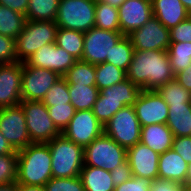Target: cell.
Masks as SVG:
<instances>
[{
	"label": "cell",
	"mask_w": 191,
	"mask_h": 191,
	"mask_svg": "<svg viewBox=\"0 0 191 191\" xmlns=\"http://www.w3.org/2000/svg\"><path fill=\"white\" fill-rule=\"evenodd\" d=\"M124 35L121 32L93 27L84 33L82 61L97 65L110 61L113 47Z\"/></svg>",
	"instance_id": "cell-9"
},
{
	"label": "cell",
	"mask_w": 191,
	"mask_h": 191,
	"mask_svg": "<svg viewBox=\"0 0 191 191\" xmlns=\"http://www.w3.org/2000/svg\"><path fill=\"white\" fill-rule=\"evenodd\" d=\"M0 132L16 151L32 144L20 104L0 109Z\"/></svg>",
	"instance_id": "cell-11"
},
{
	"label": "cell",
	"mask_w": 191,
	"mask_h": 191,
	"mask_svg": "<svg viewBox=\"0 0 191 191\" xmlns=\"http://www.w3.org/2000/svg\"><path fill=\"white\" fill-rule=\"evenodd\" d=\"M150 191H185V184L170 180L154 179L151 182Z\"/></svg>",
	"instance_id": "cell-45"
},
{
	"label": "cell",
	"mask_w": 191,
	"mask_h": 191,
	"mask_svg": "<svg viewBox=\"0 0 191 191\" xmlns=\"http://www.w3.org/2000/svg\"><path fill=\"white\" fill-rule=\"evenodd\" d=\"M47 110L52 121L61 132L68 126L76 111L71 103L49 106Z\"/></svg>",
	"instance_id": "cell-38"
},
{
	"label": "cell",
	"mask_w": 191,
	"mask_h": 191,
	"mask_svg": "<svg viewBox=\"0 0 191 191\" xmlns=\"http://www.w3.org/2000/svg\"><path fill=\"white\" fill-rule=\"evenodd\" d=\"M68 84L96 86L95 65L77 60L63 76Z\"/></svg>",
	"instance_id": "cell-29"
},
{
	"label": "cell",
	"mask_w": 191,
	"mask_h": 191,
	"mask_svg": "<svg viewBox=\"0 0 191 191\" xmlns=\"http://www.w3.org/2000/svg\"><path fill=\"white\" fill-rule=\"evenodd\" d=\"M159 155L141 142L127 149L126 160L131 168L132 176L158 179Z\"/></svg>",
	"instance_id": "cell-18"
},
{
	"label": "cell",
	"mask_w": 191,
	"mask_h": 191,
	"mask_svg": "<svg viewBox=\"0 0 191 191\" xmlns=\"http://www.w3.org/2000/svg\"><path fill=\"white\" fill-rule=\"evenodd\" d=\"M17 191H47L45 186L17 184Z\"/></svg>",
	"instance_id": "cell-49"
},
{
	"label": "cell",
	"mask_w": 191,
	"mask_h": 191,
	"mask_svg": "<svg viewBox=\"0 0 191 191\" xmlns=\"http://www.w3.org/2000/svg\"><path fill=\"white\" fill-rule=\"evenodd\" d=\"M61 76L49 69L33 67L23 62L21 100L42 101L47 91Z\"/></svg>",
	"instance_id": "cell-10"
},
{
	"label": "cell",
	"mask_w": 191,
	"mask_h": 191,
	"mask_svg": "<svg viewBox=\"0 0 191 191\" xmlns=\"http://www.w3.org/2000/svg\"><path fill=\"white\" fill-rule=\"evenodd\" d=\"M170 41L191 43V16L170 29Z\"/></svg>",
	"instance_id": "cell-40"
},
{
	"label": "cell",
	"mask_w": 191,
	"mask_h": 191,
	"mask_svg": "<svg viewBox=\"0 0 191 191\" xmlns=\"http://www.w3.org/2000/svg\"><path fill=\"white\" fill-rule=\"evenodd\" d=\"M0 191H17V183L13 182L10 184L0 185Z\"/></svg>",
	"instance_id": "cell-50"
},
{
	"label": "cell",
	"mask_w": 191,
	"mask_h": 191,
	"mask_svg": "<svg viewBox=\"0 0 191 191\" xmlns=\"http://www.w3.org/2000/svg\"><path fill=\"white\" fill-rule=\"evenodd\" d=\"M151 180L132 176L114 188V191H150Z\"/></svg>",
	"instance_id": "cell-42"
},
{
	"label": "cell",
	"mask_w": 191,
	"mask_h": 191,
	"mask_svg": "<svg viewBox=\"0 0 191 191\" xmlns=\"http://www.w3.org/2000/svg\"><path fill=\"white\" fill-rule=\"evenodd\" d=\"M96 72V87L98 90H102L106 87H111L114 84L121 83L127 79V73L112 65L109 62H104L95 65Z\"/></svg>",
	"instance_id": "cell-32"
},
{
	"label": "cell",
	"mask_w": 191,
	"mask_h": 191,
	"mask_svg": "<svg viewBox=\"0 0 191 191\" xmlns=\"http://www.w3.org/2000/svg\"><path fill=\"white\" fill-rule=\"evenodd\" d=\"M47 191H85L81 177L51 178L46 184Z\"/></svg>",
	"instance_id": "cell-39"
},
{
	"label": "cell",
	"mask_w": 191,
	"mask_h": 191,
	"mask_svg": "<svg viewBox=\"0 0 191 191\" xmlns=\"http://www.w3.org/2000/svg\"><path fill=\"white\" fill-rule=\"evenodd\" d=\"M156 91L164 99L167 105L191 103V92L181 86L175 79L160 86Z\"/></svg>",
	"instance_id": "cell-34"
},
{
	"label": "cell",
	"mask_w": 191,
	"mask_h": 191,
	"mask_svg": "<svg viewBox=\"0 0 191 191\" xmlns=\"http://www.w3.org/2000/svg\"><path fill=\"white\" fill-rule=\"evenodd\" d=\"M188 163L173 149L159 155L158 179L186 184Z\"/></svg>",
	"instance_id": "cell-19"
},
{
	"label": "cell",
	"mask_w": 191,
	"mask_h": 191,
	"mask_svg": "<svg viewBox=\"0 0 191 191\" xmlns=\"http://www.w3.org/2000/svg\"><path fill=\"white\" fill-rule=\"evenodd\" d=\"M60 0H29L26 20L55 22Z\"/></svg>",
	"instance_id": "cell-27"
},
{
	"label": "cell",
	"mask_w": 191,
	"mask_h": 191,
	"mask_svg": "<svg viewBox=\"0 0 191 191\" xmlns=\"http://www.w3.org/2000/svg\"><path fill=\"white\" fill-rule=\"evenodd\" d=\"M110 174L115 187L132 177L131 168L127 160L110 171Z\"/></svg>",
	"instance_id": "cell-44"
},
{
	"label": "cell",
	"mask_w": 191,
	"mask_h": 191,
	"mask_svg": "<svg viewBox=\"0 0 191 191\" xmlns=\"http://www.w3.org/2000/svg\"><path fill=\"white\" fill-rule=\"evenodd\" d=\"M103 133L104 125L97 120L92 110L75 111L68 126L62 131L67 139L83 148Z\"/></svg>",
	"instance_id": "cell-12"
},
{
	"label": "cell",
	"mask_w": 191,
	"mask_h": 191,
	"mask_svg": "<svg viewBox=\"0 0 191 191\" xmlns=\"http://www.w3.org/2000/svg\"><path fill=\"white\" fill-rule=\"evenodd\" d=\"M41 102L46 107L71 103L68 83L64 77H61L50 87Z\"/></svg>",
	"instance_id": "cell-36"
},
{
	"label": "cell",
	"mask_w": 191,
	"mask_h": 191,
	"mask_svg": "<svg viewBox=\"0 0 191 191\" xmlns=\"http://www.w3.org/2000/svg\"><path fill=\"white\" fill-rule=\"evenodd\" d=\"M153 16L167 29H171L190 16L180 0H151Z\"/></svg>",
	"instance_id": "cell-20"
},
{
	"label": "cell",
	"mask_w": 191,
	"mask_h": 191,
	"mask_svg": "<svg viewBox=\"0 0 191 191\" xmlns=\"http://www.w3.org/2000/svg\"><path fill=\"white\" fill-rule=\"evenodd\" d=\"M167 54L174 75L191 67V43H170Z\"/></svg>",
	"instance_id": "cell-31"
},
{
	"label": "cell",
	"mask_w": 191,
	"mask_h": 191,
	"mask_svg": "<svg viewBox=\"0 0 191 191\" xmlns=\"http://www.w3.org/2000/svg\"><path fill=\"white\" fill-rule=\"evenodd\" d=\"M128 37L135 51H167L170 41V30L155 17H151L142 27L134 30Z\"/></svg>",
	"instance_id": "cell-13"
},
{
	"label": "cell",
	"mask_w": 191,
	"mask_h": 191,
	"mask_svg": "<svg viewBox=\"0 0 191 191\" xmlns=\"http://www.w3.org/2000/svg\"><path fill=\"white\" fill-rule=\"evenodd\" d=\"M94 27L120 32L118 8L96 0Z\"/></svg>",
	"instance_id": "cell-30"
},
{
	"label": "cell",
	"mask_w": 191,
	"mask_h": 191,
	"mask_svg": "<svg viewBox=\"0 0 191 191\" xmlns=\"http://www.w3.org/2000/svg\"><path fill=\"white\" fill-rule=\"evenodd\" d=\"M185 191H191V187L185 184Z\"/></svg>",
	"instance_id": "cell-54"
},
{
	"label": "cell",
	"mask_w": 191,
	"mask_h": 191,
	"mask_svg": "<svg viewBox=\"0 0 191 191\" xmlns=\"http://www.w3.org/2000/svg\"><path fill=\"white\" fill-rule=\"evenodd\" d=\"M186 184L191 187V163L188 165Z\"/></svg>",
	"instance_id": "cell-52"
},
{
	"label": "cell",
	"mask_w": 191,
	"mask_h": 191,
	"mask_svg": "<svg viewBox=\"0 0 191 191\" xmlns=\"http://www.w3.org/2000/svg\"><path fill=\"white\" fill-rule=\"evenodd\" d=\"M17 184L45 186L52 178L51 152L47 143H32L17 151Z\"/></svg>",
	"instance_id": "cell-2"
},
{
	"label": "cell",
	"mask_w": 191,
	"mask_h": 191,
	"mask_svg": "<svg viewBox=\"0 0 191 191\" xmlns=\"http://www.w3.org/2000/svg\"><path fill=\"white\" fill-rule=\"evenodd\" d=\"M172 149L188 164L191 163V136L174 137Z\"/></svg>",
	"instance_id": "cell-43"
},
{
	"label": "cell",
	"mask_w": 191,
	"mask_h": 191,
	"mask_svg": "<svg viewBox=\"0 0 191 191\" xmlns=\"http://www.w3.org/2000/svg\"><path fill=\"white\" fill-rule=\"evenodd\" d=\"M26 22L25 15L0 5V34L13 38L19 36Z\"/></svg>",
	"instance_id": "cell-28"
},
{
	"label": "cell",
	"mask_w": 191,
	"mask_h": 191,
	"mask_svg": "<svg viewBox=\"0 0 191 191\" xmlns=\"http://www.w3.org/2000/svg\"><path fill=\"white\" fill-rule=\"evenodd\" d=\"M127 79L141 90H157L174 80L167 51H135L127 71Z\"/></svg>",
	"instance_id": "cell-1"
},
{
	"label": "cell",
	"mask_w": 191,
	"mask_h": 191,
	"mask_svg": "<svg viewBox=\"0 0 191 191\" xmlns=\"http://www.w3.org/2000/svg\"><path fill=\"white\" fill-rule=\"evenodd\" d=\"M124 107L122 100L106 99L98 94L92 111L97 120L105 125L117 111Z\"/></svg>",
	"instance_id": "cell-35"
},
{
	"label": "cell",
	"mask_w": 191,
	"mask_h": 191,
	"mask_svg": "<svg viewBox=\"0 0 191 191\" xmlns=\"http://www.w3.org/2000/svg\"><path fill=\"white\" fill-rule=\"evenodd\" d=\"M70 102L76 111L92 110L99 90L96 86L68 84Z\"/></svg>",
	"instance_id": "cell-25"
},
{
	"label": "cell",
	"mask_w": 191,
	"mask_h": 191,
	"mask_svg": "<svg viewBox=\"0 0 191 191\" xmlns=\"http://www.w3.org/2000/svg\"><path fill=\"white\" fill-rule=\"evenodd\" d=\"M134 52L135 49L132 45L131 39L128 36H123L113 47L110 54V61L106 62L111 63L112 65L124 70L127 73Z\"/></svg>",
	"instance_id": "cell-33"
},
{
	"label": "cell",
	"mask_w": 191,
	"mask_h": 191,
	"mask_svg": "<svg viewBox=\"0 0 191 191\" xmlns=\"http://www.w3.org/2000/svg\"><path fill=\"white\" fill-rule=\"evenodd\" d=\"M19 104L25 113L26 126L32 143H48L62 134L41 101L22 100Z\"/></svg>",
	"instance_id": "cell-7"
},
{
	"label": "cell",
	"mask_w": 191,
	"mask_h": 191,
	"mask_svg": "<svg viewBox=\"0 0 191 191\" xmlns=\"http://www.w3.org/2000/svg\"><path fill=\"white\" fill-rule=\"evenodd\" d=\"M17 61L15 40L0 34V64Z\"/></svg>",
	"instance_id": "cell-41"
},
{
	"label": "cell",
	"mask_w": 191,
	"mask_h": 191,
	"mask_svg": "<svg viewBox=\"0 0 191 191\" xmlns=\"http://www.w3.org/2000/svg\"><path fill=\"white\" fill-rule=\"evenodd\" d=\"M80 177L85 191H114L110 171L104 168L84 165Z\"/></svg>",
	"instance_id": "cell-23"
},
{
	"label": "cell",
	"mask_w": 191,
	"mask_h": 191,
	"mask_svg": "<svg viewBox=\"0 0 191 191\" xmlns=\"http://www.w3.org/2000/svg\"><path fill=\"white\" fill-rule=\"evenodd\" d=\"M100 1L107 3L113 7L118 8L124 3L125 0H100Z\"/></svg>",
	"instance_id": "cell-51"
},
{
	"label": "cell",
	"mask_w": 191,
	"mask_h": 191,
	"mask_svg": "<svg viewBox=\"0 0 191 191\" xmlns=\"http://www.w3.org/2000/svg\"><path fill=\"white\" fill-rule=\"evenodd\" d=\"M118 13L120 32L128 36L153 17L151 0H125Z\"/></svg>",
	"instance_id": "cell-17"
},
{
	"label": "cell",
	"mask_w": 191,
	"mask_h": 191,
	"mask_svg": "<svg viewBox=\"0 0 191 191\" xmlns=\"http://www.w3.org/2000/svg\"><path fill=\"white\" fill-rule=\"evenodd\" d=\"M84 165L112 171L126 161L127 149L103 133L84 147Z\"/></svg>",
	"instance_id": "cell-6"
},
{
	"label": "cell",
	"mask_w": 191,
	"mask_h": 191,
	"mask_svg": "<svg viewBox=\"0 0 191 191\" xmlns=\"http://www.w3.org/2000/svg\"><path fill=\"white\" fill-rule=\"evenodd\" d=\"M134 109L141 127L167 122L168 105L156 90H141Z\"/></svg>",
	"instance_id": "cell-14"
},
{
	"label": "cell",
	"mask_w": 191,
	"mask_h": 191,
	"mask_svg": "<svg viewBox=\"0 0 191 191\" xmlns=\"http://www.w3.org/2000/svg\"><path fill=\"white\" fill-rule=\"evenodd\" d=\"M181 3L185 6L188 12L191 11V0H180Z\"/></svg>",
	"instance_id": "cell-53"
},
{
	"label": "cell",
	"mask_w": 191,
	"mask_h": 191,
	"mask_svg": "<svg viewBox=\"0 0 191 191\" xmlns=\"http://www.w3.org/2000/svg\"><path fill=\"white\" fill-rule=\"evenodd\" d=\"M95 9L96 0H60L55 23L85 33L95 26Z\"/></svg>",
	"instance_id": "cell-5"
},
{
	"label": "cell",
	"mask_w": 191,
	"mask_h": 191,
	"mask_svg": "<svg viewBox=\"0 0 191 191\" xmlns=\"http://www.w3.org/2000/svg\"><path fill=\"white\" fill-rule=\"evenodd\" d=\"M76 61L66 50L50 43L42 46L26 62L33 67L52 70L63 77Z\"/></svg>",
	"instance_id": "cell-15"
},
{
	"label": "cell",
	"mask_w": 191,
	"mask_h": 191,
	"mask_svg": "<svg viewBox=\"0 0 191 191\" xmlns=\"http://www.w3.org/2000/svg\"><path fill=\"white\" fill-rule=\"evenodd\" d=\"M29 0H0V5L26 15Z\"/></svg>",
	"instance_id": "cell-46"
},
{
	"label": "cell",
	"mask_w": 191,
	"mask_h": 191,
	"mask_svg": "<svg viewBox=\"0 0 191 191\" xmlns=\"http://www.w3.org/2000/svg\"><path fill=\"white\" fill-rule=\"evenodd\" d=\"M58 26L52 21L26 20L15 39L17 61H27L42 46L55 43Z\"/></svg>",
	"instance_id": "cell-4"
},
{
	"label": "cell",
	"mask_w": 191,
	"mask_h": 191,
	"mask_svg": "<svg viewBox=\"0 0 191 191\" xmlns=\"http://www.w3.org/2000/svg\"><path fill=\"white\" fill-rule=\"evenodd\" d=\"M175 80L191 92V67L175 75Z\"/></svg>",
	"instance_id": "cell-47"
},
{
	"label": "cell",
	"mask_w": 191,
	"mask_h": 191,
	"mask_svg": "<svg viewBox=\"0 0 191 191\" xmlns=\"http://www.w3.org/2000/svg\"><path fill=\"white\" fill-rule=\"evenodd\" d=\"M166 125L174 137L191 136V103L168 105Z\"/></svg>",
	"instance_id": "cell-22"
},
{
	"label": "cell",
	"mask_w": 191,
	"mask_h": 191,
	"mask_svg": "<svg viewBox=\"0 0 191 191\" xmlns=\"http://www.w3.org/2000/svg\"><path fill=\"white\" fill-rule=\"evenodd\" d=\"M23 62L0 64V109L18 105L21 100Z\"/></svg>",
	"instance_id": "cell-16"
},
{
	"label": "cell",
	"mask_w": 191,
	"mask_h": 191,
	"mask_svg": "<svg viewBox=\"0 0 191 191\" xmlns=\"http://www.w3.org/2000/svg\"><path fill=\"white\" fill-rule=\"evenodd\" d=\"M17 151L0 155V185L10 184L17 180Z\"/></svg>",
	"instance_id": "cell-37"
},
{
	"label": "cell",
	"mask_w": 191,
	"mask_h": 191,
	"mask_svg": "<svg viewBox=\"0 0 191 191\" xmlns=\"http://www.w3.org/2000/svg\"><path fill=\"white\" fill-rule=\"evenodd\" d=\"M104 133L126 149L139 143L141 124L134 106H126L117 111L104 125Z\"/></svg>",
	"instance_id": "cell-8"
},
{
	"label": "cell",
	"mask_w": 191,
	"mask_h": 191,
	"mask_svg": "<svg viewBox=\"0 0 191 191\" xmlns=\"http://www.w3.org/2000/svg\"><path fill=\"white\" fill-rule=\"evenodd\" d=\"M55 44L66 50L75 59L81 60L84 48V33L71 29L58 28Z\"/></svg>",
	"instance_id": "cell-26"
},
{
	"label": "cell",
	"mask_w": 191,
	"mask_h": 191,
	"mask_svg": "<svg viewBox=\"0 0 191 191\" xmlns=\"http://www.w3.org/2000/svg\"><path fill=\"white\" fill-rule=\"evenodd\" d=\"M174 135L166 124H152L141 127L140 142L158 154L172 149Z\"/></svg>",
	"instance_id": "cell-21"
},
{
	"label": "cell",
	"mask_w": 191,
	"mask_h": 191,
	"mask_svg": "<svg viewBox=\"0 0 191 191\" xmlns=\"http://www.w3.org/2000/svg\"><path fill=\"white\" fill-rule=\"evenodd\" d=\"M16 150L11 146V144L6 140L3 134L0 132V155L12 154Z\"/></svg>",
	"instance_id": "cell-48"
},
{
	"label": "cell",
	"mask_w": 191,
	"mask_h": 191,
	"mask_svg": "<svg viewBox=\"0 0 191 191\" xmlns=\"http://www.w3.org/2000/svg\"><path fill=\"white\" fill-rule=\"evenodd\" d=\"M51 152L53 178L80 176L84 166V148L67 139L63 134L47 143Z\"/></svg>",
	"instance_id": "cell-3"
},
{
	"label": "cell",
	"mask_w": 191,
	"mask_h": 191,
	"mask_svg": "<svg viewBox=\"0 0 191 191\" xmlns=\"http://www.w3.org/2000/svg\"><path fill=\"white\" fill-rule=\"evenodd\" d=\"M141 89L132 83L129 79H125L121 83L103 88L99 94L106 99L122 100V104L126 106H134Z\"/></svg>",
	"instance_id": "cell-24"
}]
</instances>
